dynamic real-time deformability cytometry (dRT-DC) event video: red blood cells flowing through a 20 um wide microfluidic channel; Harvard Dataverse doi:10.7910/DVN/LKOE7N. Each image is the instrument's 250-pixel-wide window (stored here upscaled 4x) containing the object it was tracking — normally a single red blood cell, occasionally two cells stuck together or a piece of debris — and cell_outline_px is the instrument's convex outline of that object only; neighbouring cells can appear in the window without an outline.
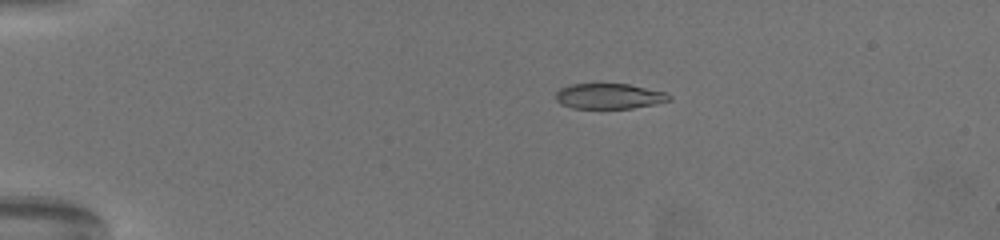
{"species": "common noctule bat (a hibernating species)", "species_latin": "Nyctalus noctula", "temperature_condition": "warm", "stored_images_in_passage": 17, "camera_frame_rate_fps": 3000, "um_per_image_px": 0.085, "animal": {"sex": "female", "body_mass_g": 19.5, "forearm_length_mm": 54.1}, "frame": {"image": 1, "passage_image": 15, "time_ms": 4.667, "image_size_px": [1000, 240], "cell_outline_px": [[672, 100], [656, 104], [632, 108], [572, 108], [560, 104], [556, 100], [556, 92], [560, 88], [568, 84], [628, 84], [668, 92], [672, 96]], "centroid_in_image_um": [51.81, 8.17], "position_along_channel_um": 33.2, "area_um2": 16.99}}